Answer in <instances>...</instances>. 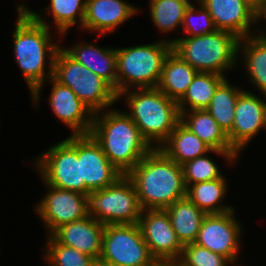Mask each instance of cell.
<instances>
[{"label": "cell", "mask_w": 266, "mask_h": 266, "mask_svg": "<svg viewBox=\"0 0 266 266\" xmlns=\"http://www.w3.org/2000/svg\"><path fill=\"white\" fill-rule=\"evenodd\" d=\"M51 189L36 207L51 234L61 225L82 220L88 216L86 195L49 186Z\"/></svg>", "instance_id": "obj_14"}, {"label": "cell", "mask_w": 266, "mask_h": 266, "mask_svg": "<svg viewBox=\"0 0 266 266\" xmlns=\"http://www.w3.org/2000/svg\"><path fill=\"white\" fill-rule=\"evenodd\" d=\"M201 9H199L198 15L203 20V28L198 29L197 24H194L193 17L195 16V11H197L198 8L195 9V6L192 4L189 5V7L186 9L182 26L184 27V30L186 33L191 35L190 37L200 36V35H207L210 33L215 32L217 29L215 28L213 19L211 18L210 12L202 5L200 4ZM200 23V22H199Z\"/></svg>", "instance_id": "obj_34"}, {"label": "cell", "mask_w": 266, "mask_h": 266, "mask_svg": "<svg viewBox=\"0 0 266 266\" xmlns=\"http://www.w3.org/2000/svg\"><path fill=\"white\" fill-rule=\"evenodd\" d=\"M63 50L76 62L105 80L117 94L116 49H100L92 44H77Z\"/></svg>", "instance_id": "obj_21"}, {"label": "cell", "mask_w": 266, "mask_h": 266, "mask_svg": "<svg viewBox=\"0 0 266 266\" xmlns=\"http://www.w3.org/2000/svg\"><path fill=\"white\" fill-rule=\"evenodd\" d=\"M53 78L71 88L93 114L119 100L105 80L72 59L61 47L55 55Z\"/></svg>", "instance_id": "obj_7"}, {"label": "cell", "mask_w": 266, "mask_h": 266, "mask_svg": "<svg viewBox=\"0 0 266 266\" xmlns=\"http://www.w3.org/2000/svg\"><path fill=\"white\" fill-rule=\"evenodd\" d=\"M81 181L91 191L112 185L123 174L108 160L91 134L78 135Z\"/></svg>", "instance_id": "obj_13"}, {"label": "cell", "mask_w": 266, "mask_h": 266, "mask_svg": "<svg viewBox=\"0 0 266 266\" xmlns=\"http://www.w3.org/2000/svg\"><path fill=\"white\" fill-rule=\"evenodd\" d=\"M18 20L13 33L14 53L36 103L45 79V57L50 54L49 78L53 77V64L58 45L50 43L49 26L38 15L24 5L18 8Z\"/></svg>", "instance_id": "obj_1"}, {"label": "cell", "mask_w": 266, "mask_h": 266, "mask_svg": "<svg viewBox=\"0 0 266 266\" xmlns=\"http://www.w3.org/2000/svg\"><path fill=\"white\" fill-rule=\"evenodd\" d=\"M50 2L49 13H52L59 33H65L76 24L77 15H79L80 27L83 26L86 0H51Z\"/></svg>", "instance_id": "obj_30"}, {"label": "cell", "mask_w": 266, "mask_h": 266, "mask_svg": "<svg viewBox=\"0 0 266 266\" xmlns=\"http://www.w3.org/2000/svg\"><path fill=\"white\" fill-rule=\"evenodd\" d=\"M234 210L206 214L203 218L195 244L236 261L239 251L241 228L234 218Z\"/></svg>", "instance_id": "obj_12"}, {"label": "cell", "mask_w": 266, "mask_h": 266, "mask_svg": "<svg viewBox=\"0 0 266 266\" xmlns=\"http://www.w3.org/2000/svg\"><path fill=\"white\" fill-rule=\"evenodd\" d=\"M263 127L266 128V102L242 91L236 102L232 130L227 134L231 147L239 153Z\"/></svg>", "instance_id": "obj_15"}, {"label": "cell", "mask_w": 266, "mask_h": 266, "mask_svg": "<svg viewBox=\"0 0 266 266\" xmlns=\"http://www.w3.org/2000/svg\"><path fill=\"white\" fill-rule=\"evenodd\" d=\"M88 266H113L110 262L101 257L93 258Z\"/></svg>", "instance_id": "obj_35"}, {"label": "cell", "mask_w": 266, "mask_h": 266, "mask_svg": "<svg viewBox=\"0 0 266 266\" xmlns=\"http://www.w3.org/2000/svg\"><path fill=\"white\" fill-rule=\"evenodd\" d=\"M172 50L173 44L168 40L116 49L118 98L126 95L131 84L139 89L157 87L164 62Z\"/></svg>", "instance_id": "obj_6"}, {"label": "cell", "mask_w": 266, "mask_h": 266, "mask_svg": "<svg viewBox=\"0 0 266 266\" xmlns=\"http://www.w3.org/2000/svg\"><path fill=\"white\" fill-rule=\"evenodd\" d=\"M235 34L216 30L207 35L186 37L170 41L173 51L198 72L223 75L232 68L239 47L242 45Z\"/></svg>", "instance_id": "obj_5"}, {"label": "cell", "mask_w": 266, "mask_h": 266, "mask_svg": "<svg viewBox=\"0 0 266 266\" xmlns=\"http://www.w3.org/2000/svg\"><path fill=\"white\" fill-rule=\"evenodd\" d=\"M50 105L54 114L73 130L72 135L90 134L93 112L77 97L71 88L60 84L53 77ZM84 114H89L88 118ZM90 114H92L90 116Z\"/></svg>", "instance_id": "obj_17"}, {"label": "cell", "mask_w": 266, "mask_h": 266, "mask_svg": "<svg viewBox=\"0 0 266 266\" xmlns=\"http://www.w3.org/2000/svg\"><path fill=\"white\" fill-rule=\"evenodd\" d=\"M156 266H172V264H157Z\"/></svg>", "instance_id": "obj_39"}, {"label": "cell", "mask_w": 266, "mask_h": 266, "mask_svg": "<svg viewBox=\"0 0 266 266\" xmlns=\"http://www.w3.org/2000/svg\"><path fill=\"white\" fill-rule=\"evenodd\" d=\"M231 261L195 243L184 245L176 266H227Z\"/></svg>", "instance_id": "obj_32"}, {"label": "cell", "mask_w": 266, "mask_h": 266, "mask_svg": "<svg viewBox=\"0 0 266 266\" xmlns=\"http://www.w3.org/2000/svg\"><path fill=\"white\" fill-rule=\"evenodd\" d=\"M225 178L221 176L212 181H205L188 186L186 197L206 214L224 213L234 210L232 207L217 204L223 199L226 193Z\"/></svg>", "instance_id": "obj_26"}, {"label": "cell", "mask_w": 266, "mask_h": 266, "mask_svg": "<svg viewBox=\"0 0 266 266\" xmlns=\"http://www.w3.org/2000/svg\"><path fill=\"white\" fill-rule=\"evenodd\" d=\"M188 0H150V12L154 24L162 32L173 30L183 23Z\"/></svg>", "instance_id": "obj_29"}, {"label": "cell", "mask_w": 266, "mask_h": 266, "mask_svg": "<svg viewBox=\"0 0 266 266\" xmlns=\"http://www.w3.org/2000/svg\"><path fill=\"white\" fill-rule=\"evenodd\" d=\"M43 181L47 186L70 190L87 195L91 192L81 181L80 161H78V135H70L66 140L49 148L37 162Z\"/></svg>", "instance_id": "obj_9"}, {"label": "cell", "mask_w": 266, "mask_h": 266, "mask_svg": "<svg viewBox=\"0 0 266 266\" xmlns=\"http://www.w3.org/2000/svg\"><path fill=\"white\" fill-rule=\"evenodd\" d=\"M187 113L186 111L180 112V122L204 141L211 149L235 151L231 147L225 132L219 127L217 121L206 109L191 110L190 114ZM185 116L187 119H185Z\"/></svg>", "instance_id": "obj_24"}, {"label": "cell", "mask_w": 266, "mask_h": 266, "mask_svg": "<svg viewBox=\"0 0 266 266\" xmlns=\"http://www.w3.org/2000/svg\"><path fill=\"white\" fill-rule=\"evenodd\" d=\"M137 191L143 210H165L186 197L182 166L153 148L127 174Z\"/></svg>", "instance_id": "obj_2"}, {"label": "cell", "mask_w": 266, "mask_h": 266, "mask_svg": "<svg viewBox=\"0 0 266 266\" xmlns=\"http://www.w3.org/2000/svg\"><path fill=\"white\" fill-rule=\"evenodd\" d=\"M198 71L173 50L167 56L157 88L169 98L179 101Z\"/></svg>", "instance_id": "obj_22"}, {"label": "cell", "mask_w": 266, "mask_h": 266, "mask_svg": "<svg viewBox=\"0 0 266 266\" xmlns=\"http://www.w3.org/2000/svg\"><path fill=\"white\" fill-rule=\"evenodd\" d=\"M100 257L113 266H156L138 224L105 225Z\"/></svg>", "instance_id": "obj_10"}, {"label": "cell", "mask_w": 266, "mask_h": 266, "mask_svg": "<svg viewBox=\"0 0 266 266\" xmlns=\"http://www.w3.org/2000/svg\"><path fill=\"white\" fill-rule=\"evenodd\" d=\"M256 13H257V19L260 20L263 17L266 20V9L258 10ZM258 37L260 39L266 41V34L265 33L263 34V32H262V34L261 35L259 34Z\"/></svg>", "instance_id": "obj_36"}, {"label": "cell", "mask_w": 266, "mask_h": 266, "mask_svg": "<svg viewBox=\"0 0 266 266\" xmlns=\"http://www.w3.org/2000/svg\"><path fill=\"white\" fill-rule=\"evenodd\" d=\"M164 145V146H163ZM161 144L159 148L168 158L182 165L187 161L193 160L199 156L206 155L208 152H214L227 157V160H235L238 153L236 151H220L211 149L197 135L191 132L181 122L171 132L168 139Z\"/></svg>", "instance_id": "obj_19"}, {"label": "cell", "mask_w": 266, "mask_h": 266, "mask_svg": "<svg viewBox=\"0 0 266 266\" xmlns=\"http://www.w3.org/2000/svg\"><path fill=\"white\" fill-rule=\"evenodd\" d=\"M181 166L186 188L191 186L192 182L193 184H196L205 181H212L222 176L216 164L204 155L187 161Z\"/></svg>", "instance_id": "obj_33"}, {"label": "cell", "mask_w": 266, "mask_h": 266, "mask_svg": "<svg viewBox=\"0 0 266 266\" xmlns=\"http://www.w3.org/2000/svg\"><path fill=\"white\" fill-rule=\"evenodd\" d=\"M165 211L181 244L194 243L206 213L187 197L174 202Z\"/></svg>", "instance_id": "obj_23"}, {"label": "cell", "mask_w": 266, "mask_h": 266, "mask_svg": "<svg viewBox=\"0 0 266 266\" xmlns=\"http://www.w3.org/2000/svg\"><path fill=\"white\" fill-rule=\"evenodd\" d=\"M105 225L92 216L58 227L51 236L62 245L73 247L93 258L100 257Z\"/></svg>", "instance_id": "obj_18"}, {"label": "cell", "mask_w": 266, "mask_h": 266, "mask_svg": "<svg viewBox=\"0 0 266 266\" xmlns=\"http://www.w3.org/2000/svg\"><path fill=\"white\" fill-rule=\"evenodd\" d=\"M242 41L246 42L243 53L250 79L266 97V41L258 36H247Z\"/></svg>", "instance_id": "obj_28"}, {"label": "cell", "mask_w": 266, "mask_h": 266, "mask_svg": "<svg viewBox=\"0 0 266 266\" xmlns=\"http://www.w3.org/2000/svg\"><path fill=\"white\" fill-rule=\"evenodd\" d=\"M211 15L215 28L245 38L251 24L256 22L255 8L246 0H205L201 3Z\"/></svg>", "instance_id": "obj_16"}, {"label": "cell", "mask_w": 266, "mask_h": 266, "mask_svg": "<svg viewBox=\"0 0 266 266\" xmlns=\"http://www.w3.org/2000/svg\"><path fill=\"white\" fill-rule=\"evenodd\" d=\"M93 114L90 134L100 144L108 160L127 175L153 147L143 138L138 127L125 112L108 111Z\"/></svg>", "instance_id": "obj_3"}, {"label": "cell", "mask_w": 266, "mask_h": 266, "mask_svg": "<svg viewBox=\"0 0 266 266\" xmlns=\"http://www.w3.org/2000/svg\"><path fill=\"white\" fill-rule=\"evenodd\" d=\"M138 225L157 263L175 264L179 260L184 246L177 238L165 210H142Z\"/></svg>", "instance_id": "obj_11"}, {"label": "cell", "mask_w": 266, "mask_h": 266, "mask_svg": "<svg viewBox=\"0 0 266 266\" xmlns=\"http://www.w3.org/2000/svg\"><path fill=\"white\" fill-rule=\"evenodd\" d=\"M87 213L104 225L138 224L142 208L132 180L119 177L112 185L89 192Z\"/></svg>", "instance_id": "obj_8"}, {"label": "cell", "mask_w": 266, "mask_h": 266, "mask_svg": "<svg viewBox=\"0 0 266 266\" xmlns=\"http://www.w3.org/2000/svg\"><path fill=\"white\" fill-rule=\"evenodd\" d=\"M246 1L255 8L256 12L258 10H261V0H246Z\"/></svg>", "instance_id": "obj_37"}, {"label": "cell", "mask_w": 266, "mask_h": 266, "mask_svg": "<svg viewBox=\"0 0 266 266\" xmlns=\"http://www.w3.org/2000/svg\"><path fill=\"white\" fill-rule=\"evenodd\" d=\"M136 12L135 7L122 0H86L82 28L111 32Z\"/></svg>", "instance_id": "obj_20"}, {"label": "cell", "mask_w": 266, "mask_h": 266, "mask_svg": "<svg viewBox=\"0 0 266 266\" xmlns=\"http://www.w3.org/2000/svg\"><path fill=\"white\" fill-rule=\"evenodd\" d=\"M189 1V0H188ZM198 1V0H197ZM205 0H199V5L203 3Z\"/></svg>", "instance_id": "obj_40"}, {"label": "cell", "mask_w": 266, "mask_h": 266, "mask_svg": "<svg viewBox=\"0 0 266 266\" xmlns=\"http://www.w3.org/2000/svg\"><path fill=\"white\" fill-rule=\"evenodd\" d=\"M128 115L138 127L143 138L153 148L155 141L164 143L180 122L177 101L169 98L157 87L140 88L128 92ZM153 141V142H152Z\"/></svg>", "instance_id": "obj_4"}, {"label": "cell", "mask_w": 266, "mask_h": 266, "mask_svg": "<svg viewBox=\"0 0 266 266\" xmlns=\"http://www.w3.org/2000/svg\"><path fill=\"white\" fill-rule=\"evenodd\" d=\"M224 79L225 76L215 73L198 72L184 96L177 102L179 112L186 111L187 103L189 110L207 109L216 88Z\"/></svg>", "instance_id": "obj_25"}, {"label": "cell", "mask_w": 266, "mask_h": 266, "mask_svg": "<svg viewBox=\"0 0 266 266\" xmlns=\"http://www.w3.org/2000/svg\"><path fill=\"white\" fill-rule=\"evenodd\" d=\"M242 91L232 87L225 78L216 88L206 109L226 135L232 130L236 102Z\"/></svg>", "instance_id": "obj_27"}, {"label": "cell", "mask_w": 266, "mask_h": 266, "mask_svg": "<svg viewBox=\"0 0 266 266\" xmlns=\"http://www.w3.org/2000/svg\"><path fill=\"white\" fill-rule=\"evenodd\" d=\"M45 258L52 266H88L93 257L73 247L59 244L51 235Z\"/></svg>", "instance_id": "obj_31"}, {"label": "cell", "mask_w": 266, "mask_h": 266, "mask_svg": "<svg viewBox=\"0 0 266 266\" xmlns=\"http://www.w3.org/2000/svg\"><path fill=\"white\" fill-rule=\"evenodd\" d=\"M261 9H266V0H261Z\"/></svg>", "instance_id": "obj_38"}]
</instances>
